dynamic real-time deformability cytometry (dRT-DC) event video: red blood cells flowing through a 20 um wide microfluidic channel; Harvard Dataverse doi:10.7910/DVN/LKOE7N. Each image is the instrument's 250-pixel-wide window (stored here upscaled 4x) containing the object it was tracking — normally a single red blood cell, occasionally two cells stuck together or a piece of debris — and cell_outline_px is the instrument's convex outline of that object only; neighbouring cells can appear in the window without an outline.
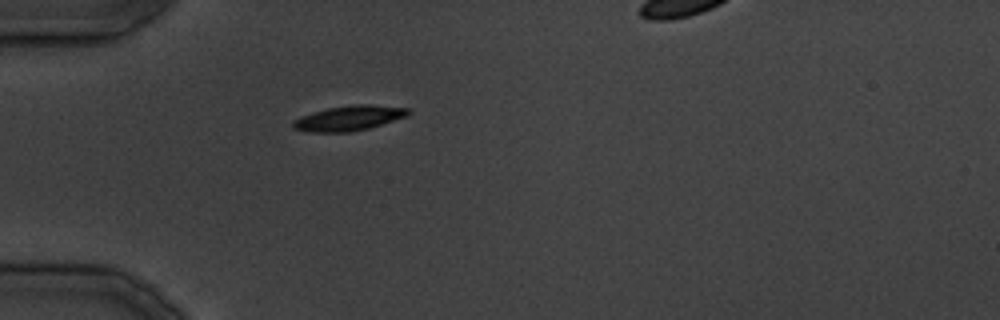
{"species": "common noctule bat (a hibernating species)", "species_latin": "Nyctalus noctula", "temperature_condition": "cold", "stored_images_in_passage": 22, "camera_frame_rate_fps": 3000, "um_per_image_px": 0.085, "animal": {"sex": "male", "body_mass_g": 19.5, "forearm_length_mm": 54.6}, "frame": {"image": 1, "passage_image": 1, "time_ms": 0.0, "image_size_px": [1000, 320], "cell_outline_px": [[412, 112], [408, 116], [368, 128], [352, 132], [312, 132], [292, 128], [292, 120], [300, 116], [312, 112], [328, 108], [352, 104], [368, 104], [408, 108]], "centroid_in_image_um": [29.65, 10.04], "position_along_channel_um": 55.3, "area_um2": 16.88}}
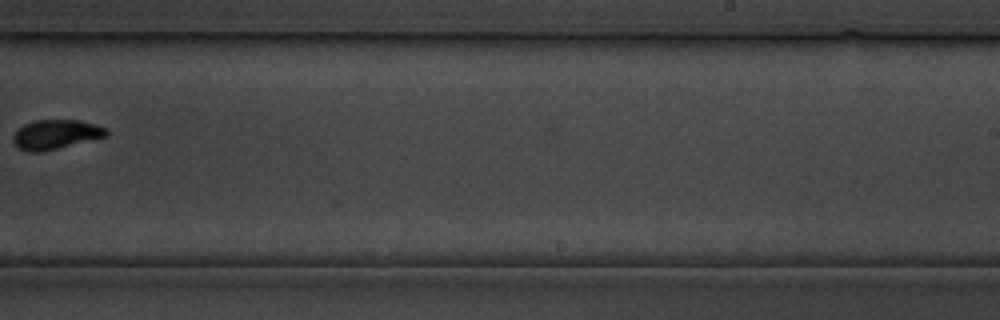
{"frame": {"image": 2, "passage_image": 13, "time_ms": 15.667, "image_size_px": [1000, 320], "cell_outline_px": [[108, 136], [40, 152], [28, 152], [20, 148], [12, 140], [12, 136], [24, 124], [32, 120], [80, 120], [96, 124], [108, 128]], "centroid_in_image_um": [4.77, 11.41], "position_along_channel_um": 284.2, "area_um2": 15.95}}
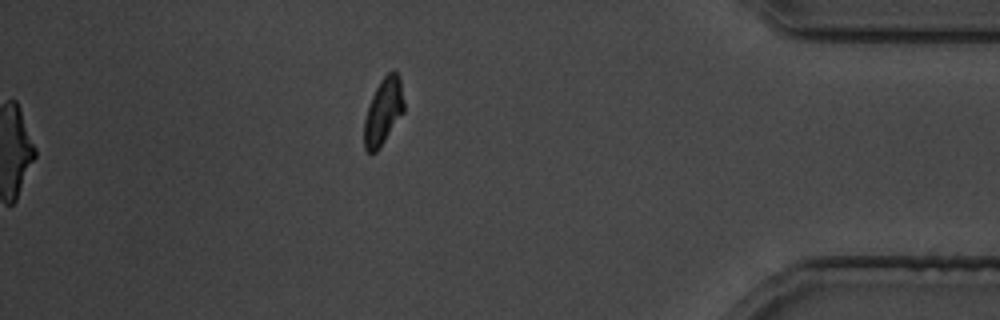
{"frame": {"image": 3, "passage_image": 22, "time_ms": 25.667, "image_size_px": [1000, 320], "cell_outline_px": [[404, 112], [380, 148], [376, 152], [368, 152], [364, 148], [364, 120], [372, 96], [380, 80], [388, 72], [396, 72], [400, 76], [404, 104]], "centroid_in_image_um": [32.59, 9.49], "position_along_channel_um": 402.6, "area_um2": 15.37}}